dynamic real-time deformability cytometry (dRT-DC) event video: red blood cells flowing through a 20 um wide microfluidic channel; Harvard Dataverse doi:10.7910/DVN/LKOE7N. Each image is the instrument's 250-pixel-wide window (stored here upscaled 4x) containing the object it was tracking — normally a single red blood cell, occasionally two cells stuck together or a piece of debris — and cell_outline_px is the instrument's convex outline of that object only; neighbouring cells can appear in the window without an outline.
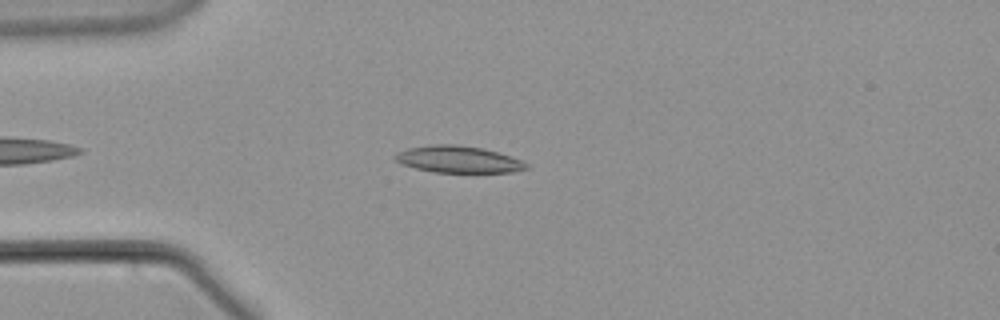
{"species": "common noctule bat (a hibernating species)", "species_latin": "Nyctalus noctula", "temperature_condition": "warm", "stored_images_in_passage": 40, "camera_frame_rate_fps": 3000, "um_per_image_px": 0.085, "animal": {"sex": "male", "body_mass_g": 21.5, "forearm_length_mm": 52.0}, "frame": {"image": 1, "passage_image": 3, "time_ms": 0.667, "image_size_px": [1000, 320], "cell_outline_px": [[528, 168], [512, 172], [436, 172], [416, 168], [400, 164], [392, 156], [396, 152], [408, 148], [432, 144], [456, 144], [484, 148], [520, 160], [528, 164]], "centroid_in_image_um": [38.9, 13.54], "position_along_channel_um": 46.1, "area_um2": 20.4}}
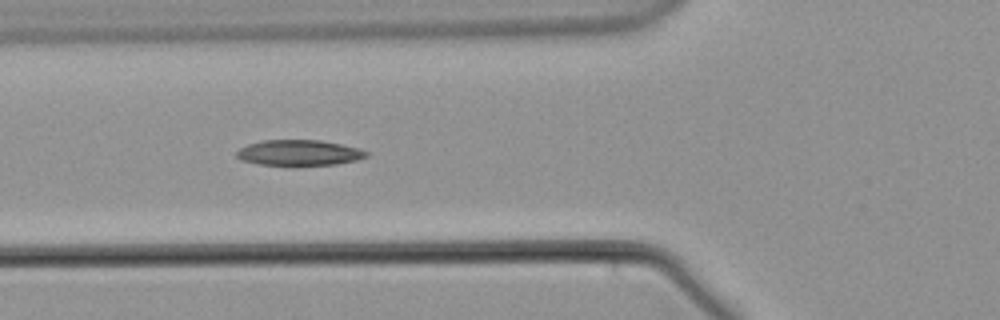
{"frame": {"image": 2, "passage_image": 9, "time_ms": 2.667, "image_size_px": [1000, 320], "cell_outline_px": [[368, 156], [356, 160], [336, 164], [260, 164], [240, 160], [236, 156], [236, 152], [240, 148], [248, 144], [260, 140], [320, 140], [360, 148], [368, 152]], "centroid_in_image_um": [25.41, 12.96], "position_along_channel_um": 100.4, "area_um2": 19.07}}
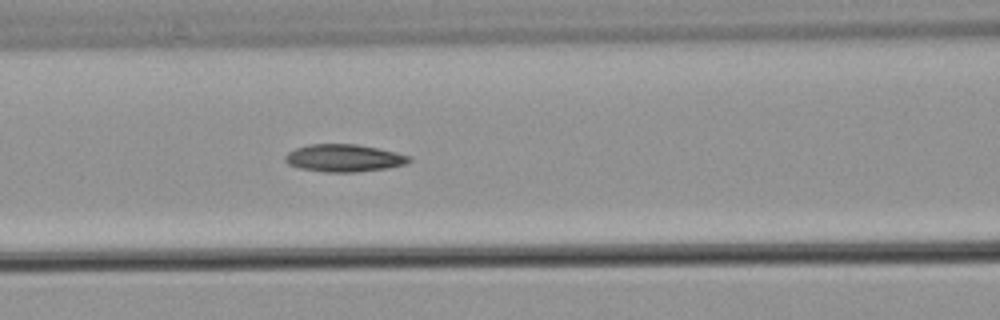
{"frame": {"image": 3, "passage_image": 12, "time_ms": 3.667, "image_size_px": [1000, 320], "cell_outline_px": [[412, 160], [404, 164], [388, 168], [356, 172], [324, 172], [300, 168], [288, 164], [284, 160], [284, 156], [288, 152], [296, 148], [308, 144], [356, 144], [396, 152], [412, 156]], "centroid_in_image_um": [29.23, 13.43], "position_along_channel_um": 137.4, "area_um2": 19.88}}